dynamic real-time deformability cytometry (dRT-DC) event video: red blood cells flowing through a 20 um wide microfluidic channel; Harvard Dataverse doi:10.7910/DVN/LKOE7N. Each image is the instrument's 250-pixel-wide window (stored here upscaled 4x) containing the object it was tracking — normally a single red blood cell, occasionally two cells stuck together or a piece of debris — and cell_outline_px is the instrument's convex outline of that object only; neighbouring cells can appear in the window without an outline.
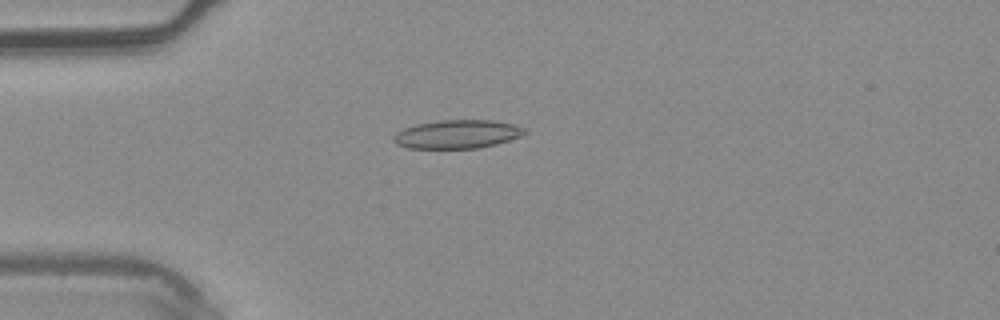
{"species": "common noctule bat (a hibernating species)", "species_latin": "Nyctalus noctula", "temperature_condition": "warm", "stored_images_in_passage": 4, "camera_frame_rate_fps": 3000, "um_per_image_px": 0.085, "animal": {"sex": "male", "body_mass_g": 20.4}, "frame": {"image": 1, "passage_image": 3, "time_ms": 0.667, "image_size_px": [1000, 320], "cell_outline_px": [[528, 132], [520, 136], [496, 144], [480, 148], [408, 148], [396, 144], [392, 140], [392, 136], [396, 132], [404, 128], [416, 124], [440, 120], [492, 120], [512, 124], [524, 128]], "centroid_in_image_um": [38.83, 11.41], "position_along_channel_um": 46.2, "area_um2": 21.79}}
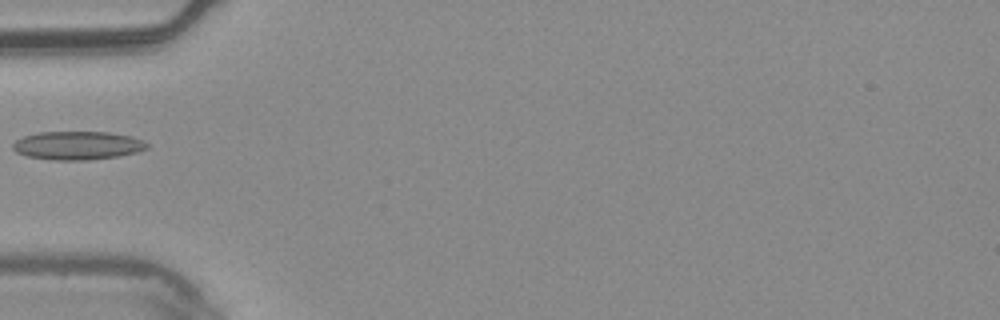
{"frame": {"image": 2, "passage_image": 4, "time_ms": 1.0, "image_size_px": [1000, 320], "cell_outline_px": [[148, 148], [136, 152], [120, 156], [88, 160], [52, 160], [28, 156], [16, 152], [12, 148], [12, 144], [16, 140], [24, 136], [40, 132], [108, 132], [132, 136], [144, 140], [148, 144]], "centroid_in_image_um": [6.61, 12.36], "position_along_channel_um": 78.4, "area_um2": 22.31}}